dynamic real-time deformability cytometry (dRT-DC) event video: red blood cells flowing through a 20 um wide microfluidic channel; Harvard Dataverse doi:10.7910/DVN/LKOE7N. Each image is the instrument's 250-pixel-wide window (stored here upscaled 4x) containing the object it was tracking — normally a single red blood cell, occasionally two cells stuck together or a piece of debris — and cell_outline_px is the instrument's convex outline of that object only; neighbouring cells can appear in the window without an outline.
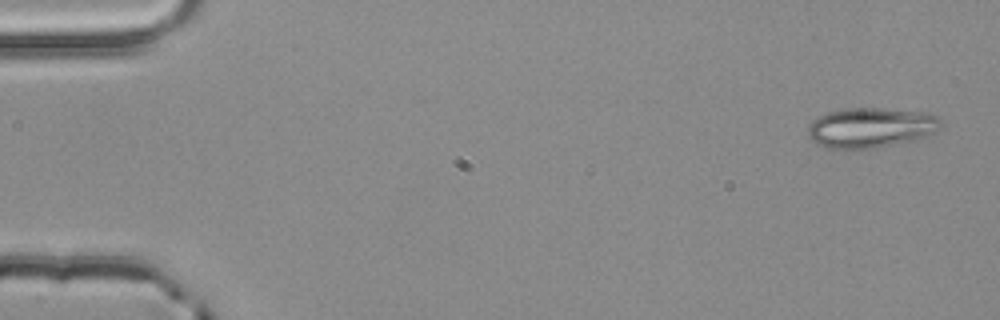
{"species": "common noctule bat (a hibernating species)", "species_latin": "Nyctalus noctula", "temperature_condition": "room temperature", "stored_images_in_passage": 4, "camera_frame_rate_fps": 3000, "um_per_image_px": 0.085, "animal": {"sex": "male", "body_mass_g": 20.4}, "frame": {"image": 1, "passage_image": 1, "time_ms": 0.0, "image_size_px": [1000, 320], "cell_outline_px": [[944, 124], [940, 128], [916, 140], [872, 148], [824, 148], [816, 144], [808, 136], [808, 124], [812, 120], [828, 112], [848, 108], [884, 108], [928, 112], [936, 116]], "centroid_in_image_um": [74.01, 10.84], "position_along_channel_um": 11.0, "area_um2": 31.1}}